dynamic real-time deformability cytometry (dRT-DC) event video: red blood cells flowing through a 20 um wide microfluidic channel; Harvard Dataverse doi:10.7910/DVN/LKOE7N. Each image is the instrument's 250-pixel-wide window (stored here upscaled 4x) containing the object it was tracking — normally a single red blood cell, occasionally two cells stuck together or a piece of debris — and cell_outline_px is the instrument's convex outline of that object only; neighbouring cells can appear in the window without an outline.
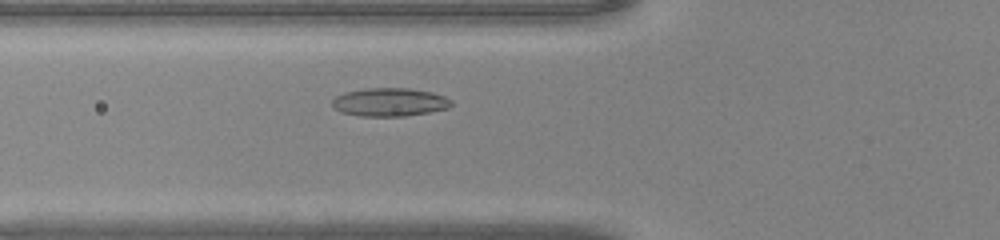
{"species": "common noctule bat (a hibernating species)", "species_latin": "Nyctalus noctula", "temperature_condition": "warm", "stored_images_in_passage": 38, "camera_frame_rate_fps": 3000, "um_per_image_px": 0.085, "animal": {"sex": "male", "body_mass_g": 20.0, "forearm_length_mm": 53.3}, "frame": {"image": 1, "passage_image": 9, "time_ms": 2.667, "image_size_px": [1000, 240], "cell_outline_px": [[452, 104], [448, 108], [428, 112], [404, 116], [360, 116], [340, 112], [332, 108], [332, 100], [336, 96], [344, 92], [364, 88], [408, 88], [432, 92], [444, 96], [452, 100]], "centroid_in_image_um": [33.08, 8.68], "position_along_channel_um": 92.7, "area_um2": 19.77}}
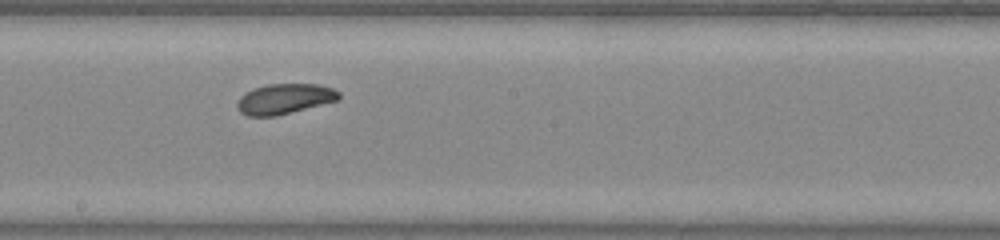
{"frame": {"image": 2, "passage_image": 18, "time_ms": 5.667, "image_size_px": [1000, 240], "cell_outline_px": [[340, 96], [336, 100], [276, 116], [248, 116], [240, 112], [236, 108], [236, 104], [240, 96], [244, 92], [268, 84], [320, 84], [332, 88], [340, 92]], "centroid_in_image_um": [24.14, 8.4], "position_along_channel_um": 224.1, "area_um2": 17.8}}
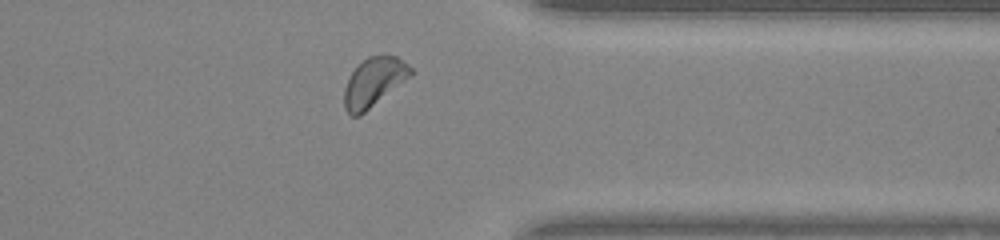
{"frame": {"image": 3, "passage_image": 29, "time_ms": 9.333, "image_size_px": [1000, 240], "cell_outline_px": [[412, 76], [360, 116], [352, 116], [344, 108], [344, 88], [352, 72], [368, 56], [396, 56], [408, 64], [412, 68]], "centroid_in_image_um": [31.79, 7.0], "position_along_channel_um": 379.6, "area_um2": 18.79}}